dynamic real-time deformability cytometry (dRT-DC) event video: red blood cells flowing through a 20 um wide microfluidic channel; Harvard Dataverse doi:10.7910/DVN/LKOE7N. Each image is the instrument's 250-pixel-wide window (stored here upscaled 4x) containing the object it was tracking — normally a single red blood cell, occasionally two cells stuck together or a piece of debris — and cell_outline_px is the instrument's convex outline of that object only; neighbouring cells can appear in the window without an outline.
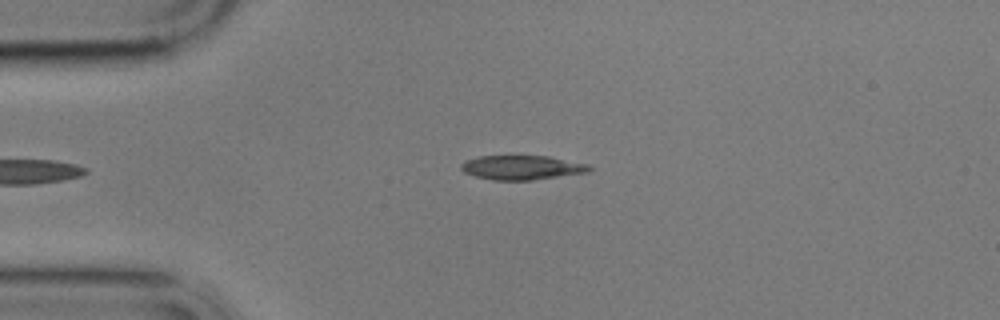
{"species": "common noctule bat (a hibernating species)", "species_latin": "Nyctalus noctula", "temperature_condition": "cold", "stored_images_in_passage": 4, "camera_frame_rate_fps": 3000, "um_per_image_px": 0.085, "animal": {"sex": "male", "body_mass_g": 17.9}, "frame": {"image": 1, "passage_image": 4, "time_ms": 3.333, "image_size_px": [1000, 320], "cell_outline_px": [[596, 168], [588, 172], [532, 180], [492, 180], [476, 176], [464, 172], [460, 168], [460, 164], [468, 160], [480, 156], [548, 156], [588, 164]], "centroid_in_image_um": [44.4, 14.24], "position_along_channel_um": 40.6, "area_um2": 18.09}}